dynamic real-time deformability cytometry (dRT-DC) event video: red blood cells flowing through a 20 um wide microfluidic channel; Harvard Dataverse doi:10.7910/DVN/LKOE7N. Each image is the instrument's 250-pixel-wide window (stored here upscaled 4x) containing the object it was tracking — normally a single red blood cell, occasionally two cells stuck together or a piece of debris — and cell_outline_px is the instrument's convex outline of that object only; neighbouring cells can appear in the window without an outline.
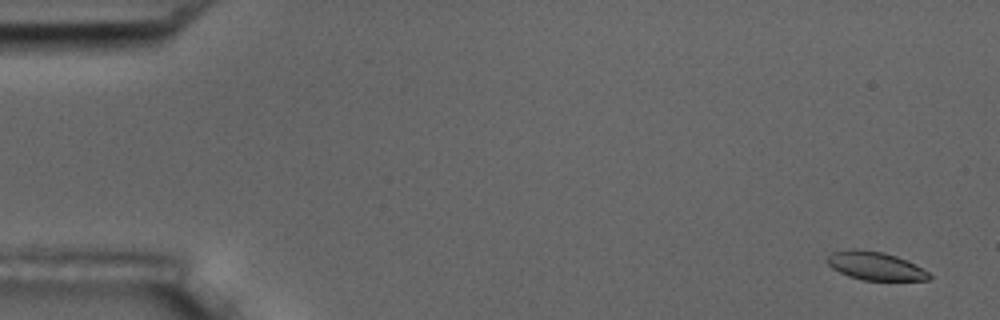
{"species": "common noctule bat (a hibernating species)", "species_latin": "Nyctalus noctula", "temperature_condition": "room temperature", "stored_images_in_passage": 5, "camera_frame_rate_fps": 3000, "um_per_image_px": 0.085, "animal": {"sex": "male", "body_mass_g": 17.5, "forearm_length_mm": 52.3}, "frame": {"image": 1, "passage_image": 1, "time_ms": 0.0, "image_size_px": [1000, 320], "cell_outline_px": [[932, 276], [928, 280], [864, 280], [848, 276], [832, 268], [824, 260], [832, 252], [852, 248], [856, 248], [884, 252], [896, 256], [928, 272]], "centroid_in_image_um": [74.33, 22.59], "position_along_channel_um": 10.7, "area_um2": 16.7}}
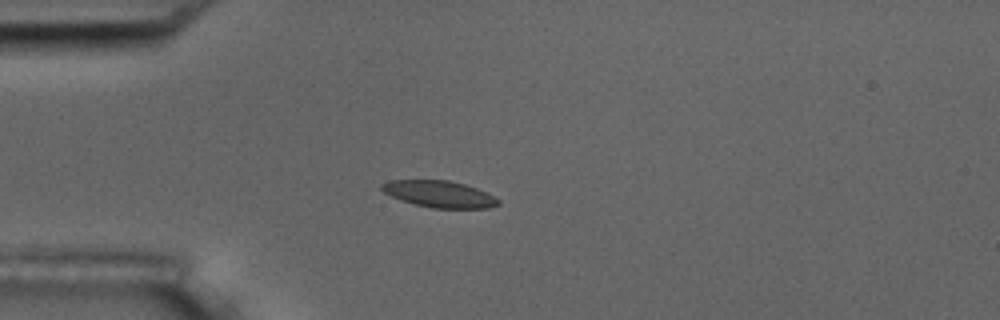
{"frame": {"image": 2, "passage_image": 5, "time_ms": 4.333, "image_size_px": [1000, 320], "cell_outline_px": [[500, 204], [488, 208], [432, 208], [416, 204], [392, 196], [384, 192], [380, 188], [380, 184], [392, 180], [448, 180], [464, 184], [476, 188], [500, 200]], "centroid_in_image_um": [37.35, 16.49], "position_along_channel_um": 47.7, "area_um2": 17.8}}